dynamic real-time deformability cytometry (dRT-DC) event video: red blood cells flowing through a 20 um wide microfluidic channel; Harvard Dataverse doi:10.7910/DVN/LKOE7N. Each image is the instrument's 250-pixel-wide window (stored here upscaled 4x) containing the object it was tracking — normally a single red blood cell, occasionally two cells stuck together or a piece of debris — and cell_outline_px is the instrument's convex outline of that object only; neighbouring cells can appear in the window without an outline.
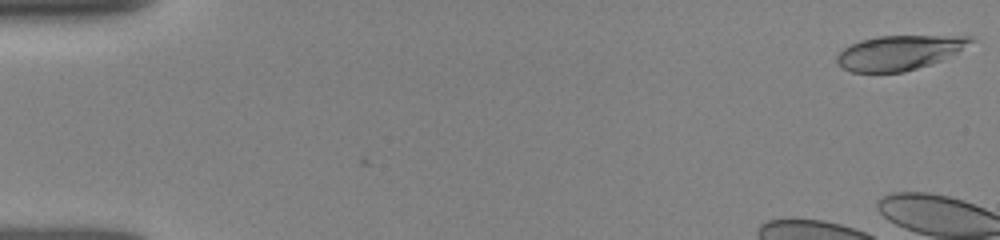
{"species": "human", "species_latin": "Homo sapiens", "temperature_condition": "room temperature", "stored_images_in_passage": 5, "camera_frame_rate_fps": 3000, "um_per_image_px": 0.085, "donor": {"sex": "female"}, "frame": {"image": 1, "passage_image": 1, "time_ms": 0.0, "image_size_px": [1000, 240], "cell_outline_px": [[980, 40], [940, 60], [904, 72], [852, 72], [836, 64], [836, 56], [844, 48], [860, 40], [876, 36], [976, 36]], "centroid_in_image_um": [76.46, 4.46], "position_along_channel_um": 8.5, "area_um2": 26.93}}